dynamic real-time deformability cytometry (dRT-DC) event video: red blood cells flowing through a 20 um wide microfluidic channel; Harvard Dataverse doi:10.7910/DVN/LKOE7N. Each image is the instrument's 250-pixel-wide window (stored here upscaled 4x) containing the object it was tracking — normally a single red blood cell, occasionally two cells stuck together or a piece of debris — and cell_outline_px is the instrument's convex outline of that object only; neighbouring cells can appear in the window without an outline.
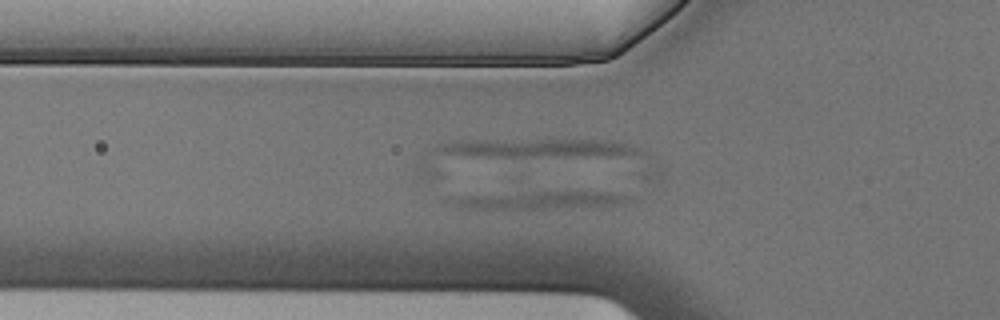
{"species": "Egyptian fruit bat (a non-hibernating species)", "species_latin": "Rousettus aegyptiacus", "temperature_condition": "cold", "stored_images_in_passage": 7, "camera_frame_rate_fps": 3000, "um_per_image_px": 0.085, "animal": {"sex": "male"}, "frame": {"image": 1, "passage_image": 7, "time_ms": 2.0, "image_size_px": [1000, 320], "cell_outline_px": [[628, 200], [624, 204], [600, 208], [544, 212], [508, 212], [460, 208], [444, 204], [444, 200], [448, 196], [520, 192], [604, 192], [628, 196]], "centroid_in_image_um": [45.6, 17.12], "position_along_channel_um": 80.2, "area_um2": 21.5}}